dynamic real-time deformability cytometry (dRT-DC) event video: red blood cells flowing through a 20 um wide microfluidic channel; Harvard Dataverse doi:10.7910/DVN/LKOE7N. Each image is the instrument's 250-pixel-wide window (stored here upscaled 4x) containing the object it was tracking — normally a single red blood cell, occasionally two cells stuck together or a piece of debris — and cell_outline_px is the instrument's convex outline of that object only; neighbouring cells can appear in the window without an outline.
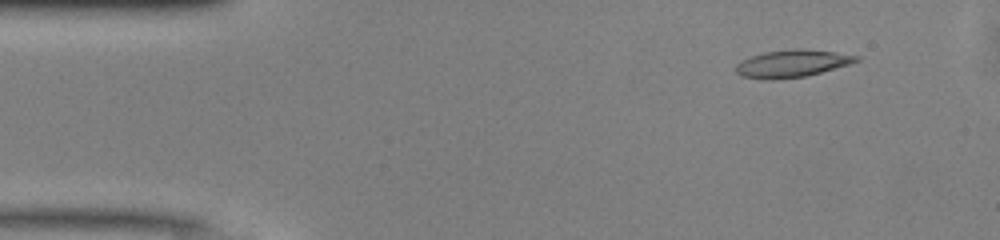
{"species": "common noctule bat (a hibernating species)", "species_latin": "Nyctalus noctula", "temperature_condition": "warm", "stored_images_in_passage": 40, "camera_frame_rate_fps": 3000, "um_per_image_px": 0.085, "animal": {"sex": "male", "body_mass_g": 13.0, "forearm_length_mm": 53.1}, "frame": {"image": 1, "passage_image": 5, "time_ms": 1.333, "image_size_px": [1000, 240], "cell_outline_px": [[860, 60], [848, 64], [808, 76], [772, 80], [768, 80], [740, 76], [736, 72], [736, 64], [752, 56], [764, 52], [792, 48], [800, 48], [836, 52], [860, 56]], "centroid_in_image_um": [67.32, 5.4], "position_along_channel_um": 17.7, "area_um2": 19.25}}
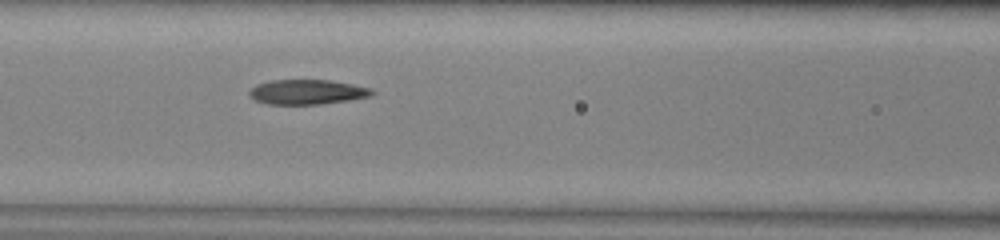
{"frame": {"image": 2, "passage_image": 20, "time_ms": 6.333, "image_size_px": [1000, 240], "cell_outline_px": [[376, 92], [372, 96], [348, 100], [320, 104], [268, 104], [256, 100], [248, 92], [256, 84], [272, 80], [328, 80], [352, 84], [372, 88]], "centroid_in_image_um": [26.15, 7.81], "position_along_channel_um": 140.4, "area_um2": 17.63}}
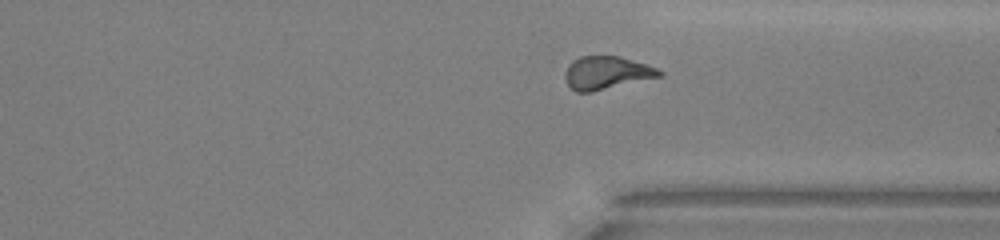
{"frame": {"image": 3, "passage_image": 36, "time_ms": 11.667, "image_size_px": [1000, 240], "cell_outline_px": [[664, 76], [592, 92], [576, 92], [568, 84], [564, 76], [564, 72], [568, 64], [572, 60], [580, 56], [620, 56], [648, 64], [664, 72]], "centroid_in_image_um": [51.58, 6.18], "position_along_channel_um": 359.8, "area_um2": 18.44}, "authors_computed_cell_mechanics": {"area_um2": 18.5538, "velocity_mm_per_s": 4.1161, "shape_relaxation_time_tau1_ms": 7.529, "shape_relaxation_time_tau2_ms": 3.8888, "deformation_change_tau1": 0.236, "deformation_change_tau2": 0.1241}}